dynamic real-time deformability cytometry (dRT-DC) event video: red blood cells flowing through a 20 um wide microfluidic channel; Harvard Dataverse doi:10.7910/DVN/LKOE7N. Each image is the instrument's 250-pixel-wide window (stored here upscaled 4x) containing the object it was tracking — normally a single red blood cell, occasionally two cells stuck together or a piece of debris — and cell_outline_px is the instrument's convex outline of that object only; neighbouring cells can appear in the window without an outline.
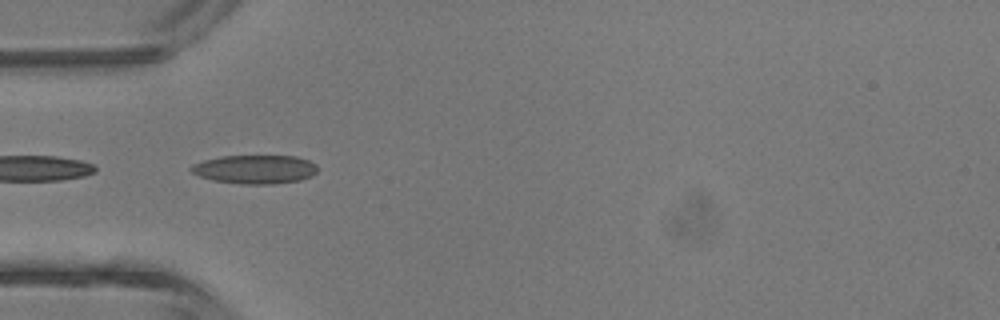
{"species": "common noctule bat (a hibernating species)", "species_latin": "Nyctalus noctula", "temperature_condition": "room temperature", "stored_images_in_passage": 5, "camera_frame_rate_fps": 3000, "um_per_image_px": 0.085, "animal": {"sex": "male", "body_mass_g": 13.3}, "frame": {"image": 1, "passage_image": 4, "time_ms": 3.667, "image_size_px": [1000, 320], "cell_outline_px": [[316, 172], [312, 176], [300, 180], [272, 184], [240, 184], [212, 180], [200, 176], [192, 172], [188, 168], [192, 164], [204, 160], [220, 156], [296, 156], [308, 160], [316, 164]], "centroid_in_image_um": [21.65, 14.39], "position_along_channel_um": 63.3, "area_um2": 21.21}}
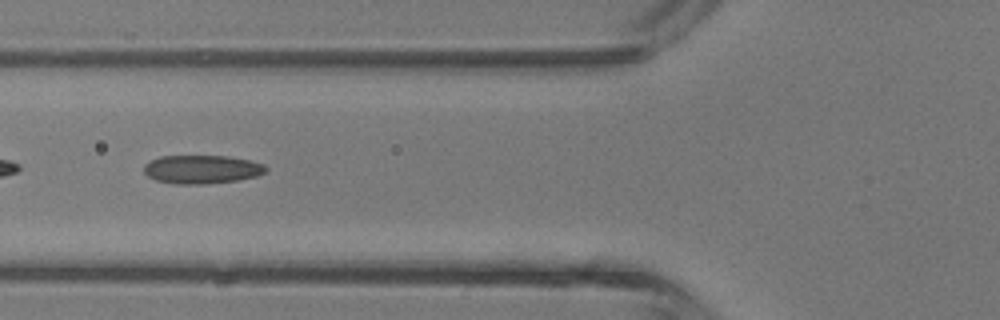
{"frame": {"image": 2, "passage_image": 5, "time_ms": 4.667, "image_size_px": [1000, 320], "cell_outline_px": [[268, 168], [264, 172], [256, 176], [236, 180], [204, 184], [176, 184], [156, 180], [148, 176], [144, 172], [144, 164], [160, 156], [224, 156], [248, 160], [264, 164]], "centroid_in_image_um": [17.13, 14.39], "position_along_channel_um": 108.7, "area_um2": 20.06}}